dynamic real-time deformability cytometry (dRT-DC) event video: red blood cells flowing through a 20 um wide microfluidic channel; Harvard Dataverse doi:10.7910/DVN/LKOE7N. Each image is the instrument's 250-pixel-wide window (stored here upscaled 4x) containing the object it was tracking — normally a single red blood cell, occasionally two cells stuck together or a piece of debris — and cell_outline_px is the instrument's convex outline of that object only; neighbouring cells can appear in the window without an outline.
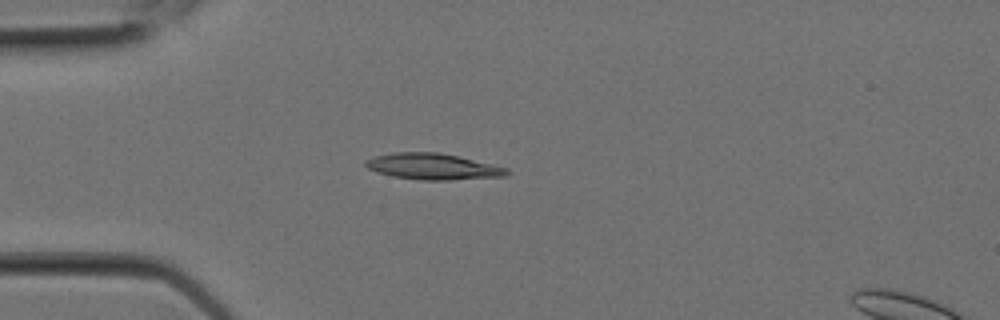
{"species": "Egyptian fruit bat (a non-hibernating species)", "species_latin": "Rousettus aegyptiacus", "temperature_condition": "room temperature", "stored_images_in_passage": 7, "camera_frame_rate_fps": 3000, "um_per_image_px": 0.085, "animal": {"sex": "female"}, "frame": {"image": 1, "passage_image": 5, "time_ms": 1.333, "image_size_px": [1000, 320], "cell_outline_px": [[508, 176], [452, 180], [420, 180], [392, 176], [376, 172], [368, 168], [364, 164], [364, 160], [376, 156], [392, 152], [440, 152], [492, 164], [508, 168]], "centroid_in_image_um": [36.78, 14.16], "position_along_channel_um": 48.2, "area_um2": 21.62}}
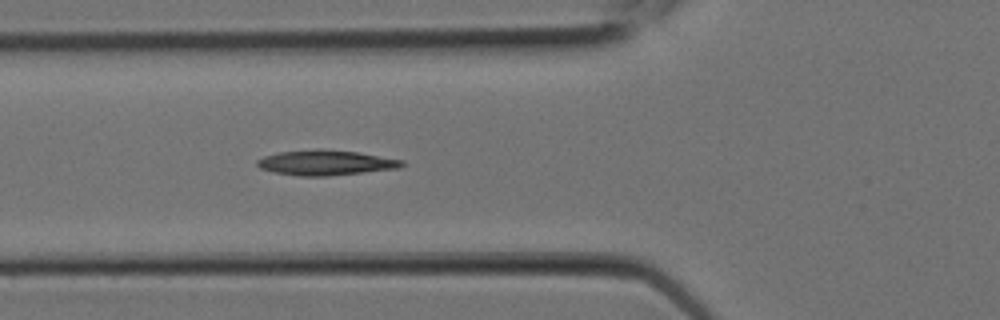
{"frame": {"image": 2, "passage_image": 7, "time_ms": 2.0, "image_size_px": [1000, 320], "cell_outline_px": [[404, 164], [400, 168], [328, 176], [300, 176], [276, 172], [260, 168], [256, 164], [256, 160], [264, 156], [280, 152], [316, 148], [320, 148], [356, 152], [404, 160]], "centroid_in_image_um": [27.68, 13.82], "position_along_channel_um": 98.1, "area_um2": 21.15}}